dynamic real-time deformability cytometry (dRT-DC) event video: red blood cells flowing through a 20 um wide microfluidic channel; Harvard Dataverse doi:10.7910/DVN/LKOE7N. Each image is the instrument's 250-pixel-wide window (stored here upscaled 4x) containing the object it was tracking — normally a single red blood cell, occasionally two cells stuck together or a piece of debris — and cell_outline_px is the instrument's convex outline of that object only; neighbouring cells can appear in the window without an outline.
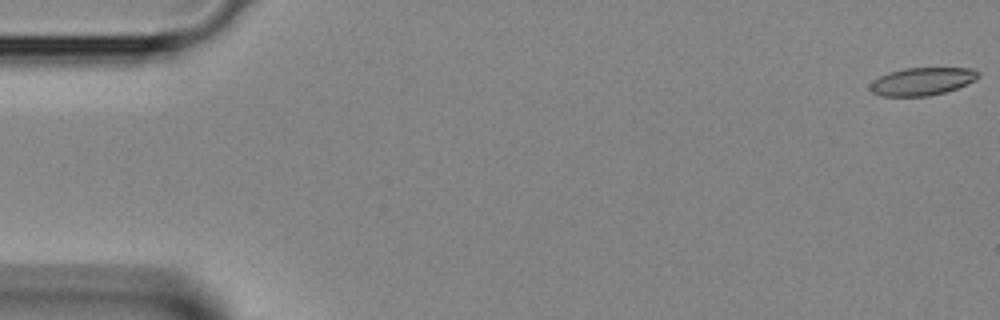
{"species": "Egyptian fruit bat (a non-hibernating species)", "species_latin": "Rousettus aegyptiacus", "temperature_condition": "room temperature", "stored_images_in_passage": 4, "camera_frame_rate_fps": 3000, "um_per_image_px": 0.085, "animal": {"sex": "female"}, "frame": {"image": 1, "passage_image": 1, "time_ms": 0.0, "image_size_px": [1000, 320], "cell_outline_px": [[980, 76], [976, 80], [968, 84], [944, 92], [928, 96], [880, 96], [872, 92], [868, 88], [868, 84], [872, 80], [888, 72], [904, 68], [972, 68], [980, 72]], "centroid_in_image_um": [78.36, 6.91], "position_along_channel_um": 6.6, "area_um2": 17.74}}
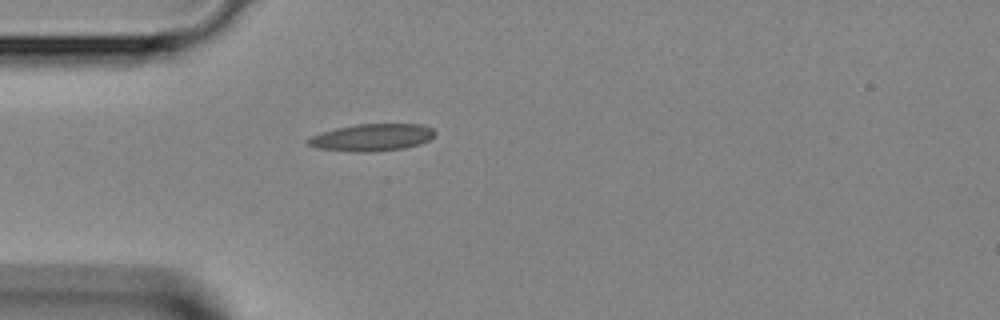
{"frame": {"image": 2, "passage_image": 4, "time_ms": 1.0, "image_size_px": [1000, 320], "cell_outline_px": [[436, 136], [420, 144], [404, 148], [372, 152], [356, 152], [316, 148], [308, 144], [308, 140], [312, 136], [320, 132], [352, 124], [420, 124], [432, 128], [436, 132]], "centroid_in_image_um": [31.64, 11.68], "position_along_channel_um": 53.4, "area_um2": 20.17}}